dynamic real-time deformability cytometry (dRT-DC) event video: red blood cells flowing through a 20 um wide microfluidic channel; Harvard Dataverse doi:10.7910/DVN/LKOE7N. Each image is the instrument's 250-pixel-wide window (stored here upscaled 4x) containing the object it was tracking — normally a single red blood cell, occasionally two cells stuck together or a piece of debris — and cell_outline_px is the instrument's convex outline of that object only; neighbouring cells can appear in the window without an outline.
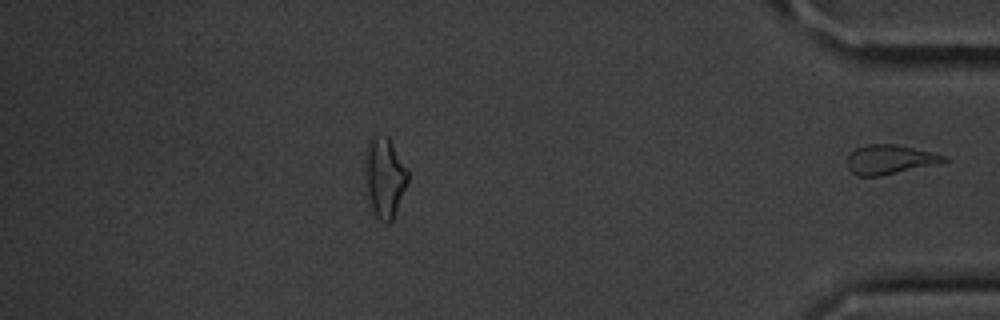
{"species": "common noctule bat (a hibernating species)", "species_latin": "Nyctalus noctula", "temperature_condition": "cold", "stored_images_in_passage": 47, "segment_of_instrument_passage": [2, 2], "camera_frame_rate_fps": 3000, "um_per_image_px": 0.085, "animal": {"sex": "male", "body_mass_g": 20.1, "forearm_length_mm": 53.5}, "frame": {"image": 1, "passage_image": 47, "time_ms": 15.333, "image_size_px": [1000, 320], "cell_outline_px": [[948, 160], [880, 176], [856, 176], [848, 168], [848, 156], [856, 148], [868, 144], [896, 144], [932, 152], [948, 156]], "centroid_in_image_um": [75.59, 13.54], "position_along_channel_um": 359.6, "area_um2": 16.13}}